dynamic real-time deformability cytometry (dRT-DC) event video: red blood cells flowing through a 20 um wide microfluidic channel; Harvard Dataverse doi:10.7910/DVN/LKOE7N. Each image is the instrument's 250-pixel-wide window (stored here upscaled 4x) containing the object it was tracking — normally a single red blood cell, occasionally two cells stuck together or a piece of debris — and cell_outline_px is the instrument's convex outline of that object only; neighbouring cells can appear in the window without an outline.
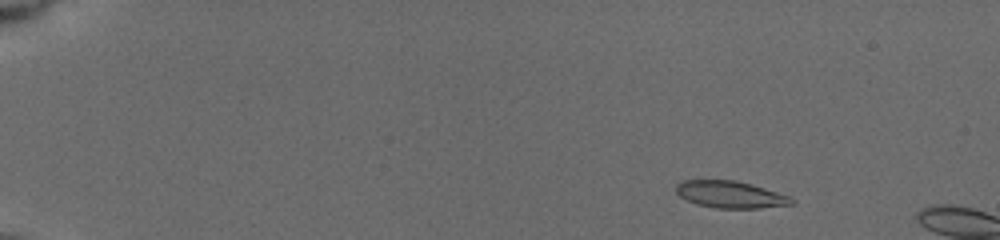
{"species": "common noctule bat (a hibernating species)", "species_latin": "Nyctalus noctula", "temperature_condition": "cold", "stored_images_in_passage": 4, "camera_frame_rate_fps": 3000, "um_per_image_px": 0.085, "animal": {"sex": "female", "body_mass_g": 19.5, "forearm_length_mm": 54.1}, "frame": {"image": 1, "passage_image": 2, "time_ms": 1.0, "image_size_px": [1000, 240], "cell_outline_px": [[796, 204], [760, 208], [716, 208], [696, 204], [680, 196], [676, 192], [676, 184], [684, 180], [736, 180], [752, 184], [788, 196], [796, 200]], "centroid_in_image_um": [62.1, 16.53], "position_along_channel_um": 22.9, "area_um2": 18.15}}